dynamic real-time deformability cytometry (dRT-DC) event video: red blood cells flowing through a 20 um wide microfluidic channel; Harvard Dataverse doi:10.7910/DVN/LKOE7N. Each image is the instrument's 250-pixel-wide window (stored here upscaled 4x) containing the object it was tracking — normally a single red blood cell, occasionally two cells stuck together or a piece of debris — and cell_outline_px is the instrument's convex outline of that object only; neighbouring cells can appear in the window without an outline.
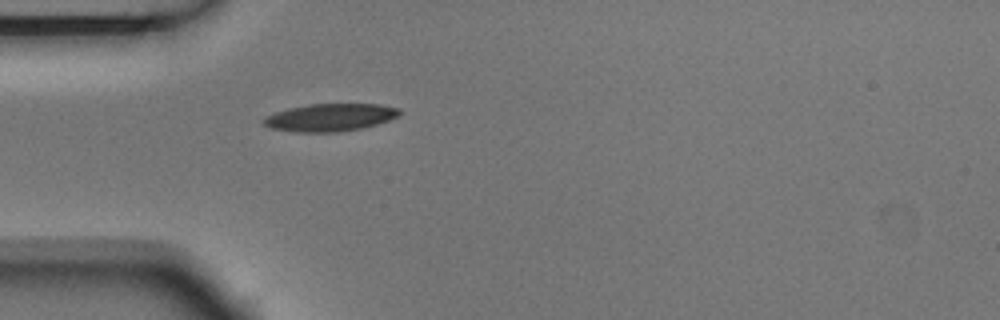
{"species": "Egyptian fruit bat (a non-hibernating species)", "species_latin": "Rousettus aegyptiacus", "temperature_condition": "room temperature", "stored_images_in_passage": 4, "camera_frame_rate_fps": 3000, "um_per_image_px": 0.085, "animal": {"sex": "male"}, "frame": {"image": 1, "passage_image": 4, "time_ms": 1.0, "image_size_px": [1000, 320], "cell_outline_px": [[400, 112], [396, 116], [388, 120], [376, 124], [360, 128], [336, 132], [296, 132], [268, 128], [264, 124], [264, 116], [288, 108], [308, 104], [380, 104], [400, 108]], "centroid_in_image_um": [28.02, 9.97], "position_along_channel_um": 57.0, "area_um2": 21.73}}